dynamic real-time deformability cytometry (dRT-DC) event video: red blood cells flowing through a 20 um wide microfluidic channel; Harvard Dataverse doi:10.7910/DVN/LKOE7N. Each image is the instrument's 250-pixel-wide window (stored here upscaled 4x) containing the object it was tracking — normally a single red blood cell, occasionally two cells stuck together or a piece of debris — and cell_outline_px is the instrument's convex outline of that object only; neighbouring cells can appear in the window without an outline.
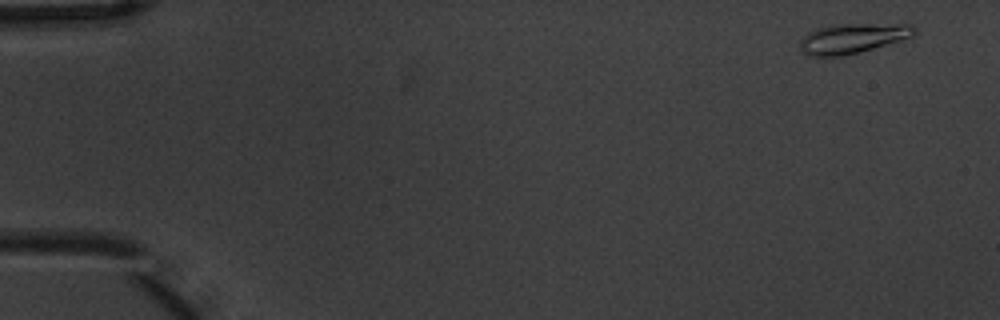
{"species": "common noctule bat (a hibernating species)", "species_latin": "Nyctalus noctula", "temperature_condition": "warm", "stored_images_in_passage": 6, "camera_frame_rate_fps": 3000, "um_per_image_px": 0.085, "animal": {"sex": "male", "body_mass_g": 20.1, "forearm_length_mm": 53.5}, "frame": {"image": 1, "passage_image": 1, "time_ms": 0.0, "image_size_px": [1000, 320], "cell_outline_px": [[916, 32], [912, 36], [900, 40], [860, 52], [840, 56], [808, 56], [800, 52], [800, 40], [808, 32], [816, 28], [840, 24], [912, 24], [916, 28]], "centroid_in_image_um": [72.43, 3.26], "position_along_channel_um": 12.6, "area_um2": 19.88}}